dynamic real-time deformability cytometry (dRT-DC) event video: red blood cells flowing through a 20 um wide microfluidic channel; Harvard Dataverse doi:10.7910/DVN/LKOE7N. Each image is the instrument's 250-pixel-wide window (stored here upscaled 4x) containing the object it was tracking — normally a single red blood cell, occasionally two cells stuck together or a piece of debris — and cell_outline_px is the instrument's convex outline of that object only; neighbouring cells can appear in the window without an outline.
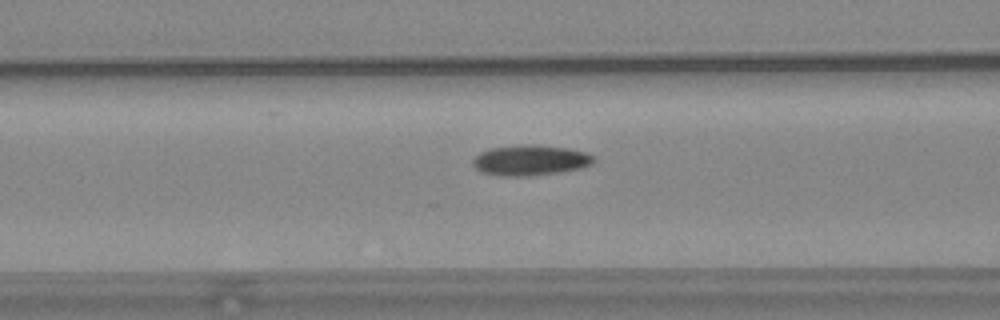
{"species": "common noctule bat (a hibernating species)", "species_latin": "Nyctalus noctula", "temperature_condition": "warm", "stored_images_in_passage": 38, "camera_frame_rate_fps": 3000, "um_per_image_px": 0.085, "animal": {"sex": "female", "body_mass_g": 24.6, "forearm_length_mm": 56.2}, "frame": {"image": 1, "passage_image": 13, "time_ms": 4.0, "image_size_px": [1000, 320], "cell_outline_px": [[596, 160], [592, 164], [580, 168], [556, 172], [528, 176], [496, 176], [480, 172], [472, 164], [472, 160], [480, 152], [488, 148], [520, 144], [532, 144], [568, 148], [588, 152], [596, 156]], "centroid_in_image_um": [45.07, 13.61], "position_along_channel_um": 121.5, "area_um2": 21.79}}
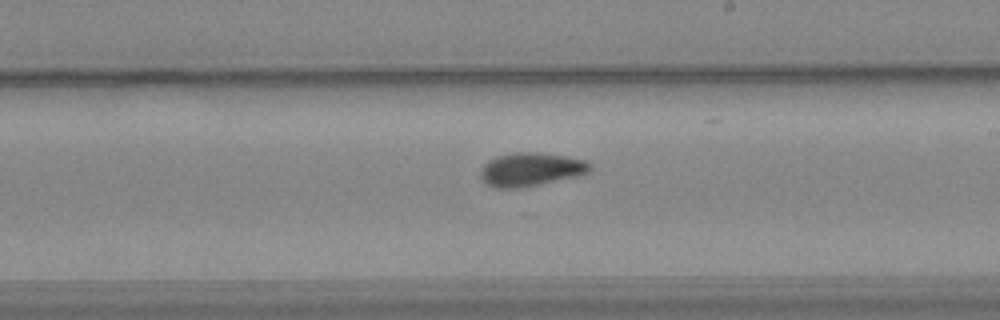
{"frame": {"image": 2, "passage_image": 23, "time_ms": 7.333, "image_size_px": [1000, 320], "cell_outline_px": [[592, 168], [588, 172], [580, 176], [520, 188], [496, 188], [484, 184], [480, 176], [480, 172], [484, 164], [488, 160], [496, 156], [516, 152], [540, 152], [588, 160], [592, 164]], "centroid_in_image_um": [45.13, 14.4], "position_along_channel_um": 243.9, "area_um2": 21.73}}
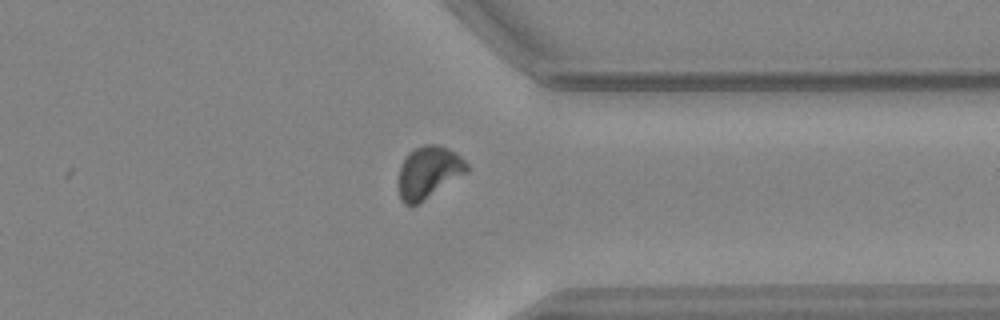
{"frame": {"image": 3, "passage_image": 34, "time_ms": 11.0, "image_size_px": [1000, 320], "cell_outline_px": [[468, 172], [416, 204], [404, 204], [400, 200], [400, 164], [408, 152], [424, 144], [436, 144], [448, 148], [456, 152], [468, 164]], "centroid_in_image_um": [36.44, 14.6], "position_along_channel_um": 375.0, "area_um2": 20.4}, "authors_computed_cell_mechanics": {"area_um2": 20.7213, "velocity_mm_per_s": 3.6717, "shape_relaxation_time_tau1_ms": 7.557, "shape_relaxation_time_tau2_ms": 3.1928, "deformation_change_tau1": 0.1704, "deformation_change_tau2": 0.0733}}